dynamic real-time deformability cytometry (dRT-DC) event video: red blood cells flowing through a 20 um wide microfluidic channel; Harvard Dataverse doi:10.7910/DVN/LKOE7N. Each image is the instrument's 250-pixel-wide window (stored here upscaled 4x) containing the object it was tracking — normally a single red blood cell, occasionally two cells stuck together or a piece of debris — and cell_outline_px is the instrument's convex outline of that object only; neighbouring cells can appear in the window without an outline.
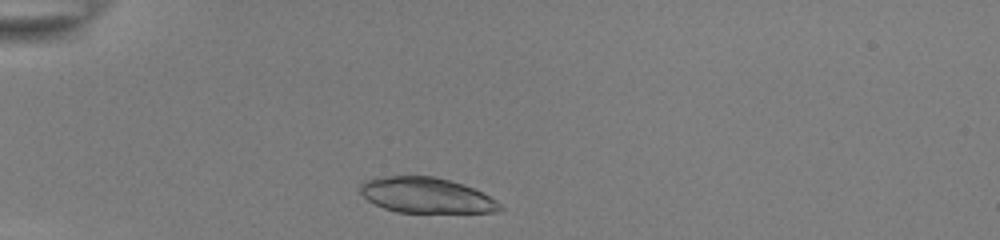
{"species": "common noctule bat (a hibernating species)", "species_latin": "Nyctalus noctula", "temperature_condition": "room temperature", "stored_images_in_passage": 33, "camera_frame_rate_fps": 3000, "um_per_image_px": 0.085, "animal": {"sex": "female", "body_mass_g": 22.0, "forearm_length_mm": 56.7}, "frame": {"image": 1, "passage_image": 2, "time_ms": 0.333, "image_size_px": [1000, 240], "cell_outline_px": [[504, 208], [500, 212], [396, 212], [384, 208], [368, 200], [360, 192], [360, 184], [364, 180], [384, 176], [432, 176], [464, 184], [496, 200]], "centroid_in_image_um": [36.22, 16.6], "position_along_channel_um": 48.8, "area_um2": 28.67}}
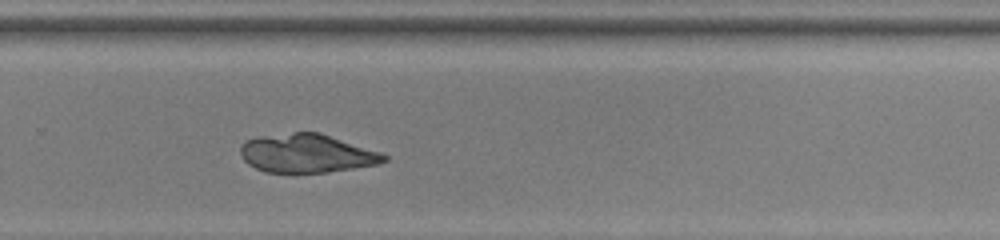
{"frame": {"image": 2, "passage_image": 24, "time_ms": 7.667, "image_size_px": [1000, 240], "cell_outline_px": [[388, 160], [380, 164], [328, 172], [264, 172], [248, 164], [244, 160], [240, 152], [240, 148], [248, 140], [256, 136], [292, 132], [320, 132], [380, 152], [388, 156]], "centroid_in_image_um": [26.09, 13.03], "position_along_channel_um": 303.7, "area_um2": 32.31}}